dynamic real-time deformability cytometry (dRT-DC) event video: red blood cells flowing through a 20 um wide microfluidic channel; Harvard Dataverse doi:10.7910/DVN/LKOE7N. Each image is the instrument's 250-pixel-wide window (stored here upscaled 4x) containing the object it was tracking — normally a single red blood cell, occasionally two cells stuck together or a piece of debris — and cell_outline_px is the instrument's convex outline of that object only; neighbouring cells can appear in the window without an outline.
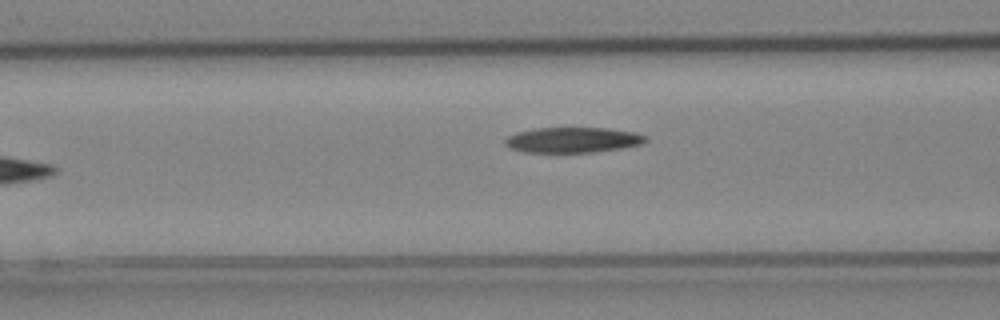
{"species": "Egyptian fruit bat (a non-hibernating species)", "species_latin": "Rousettus aegyptiacus", "temperature_condition": "cold", "stored_images_in_passage": 7, "camera_frame_rate_fps": 3000, "um_per_image_px": 0.085, "animal": {"sex": "female"}, "frame": {"image": 1, "passage_image": 6, "time_ms": 1.667, "image_size_px": [1000, 320], "cell_outline_px": [[648, 140], [640, 144], [620, 148], [592, 152], [524, 152], [508, 148], [504, 144], [504, 140], [508, 136], [516, 132], [532, 128], [608, 128], [636, 132], [648, 136]], "centroid_in_image_um": [48.66, 11.89], "position_along_channel_um": 117.9, "area_um2": 20.92}}